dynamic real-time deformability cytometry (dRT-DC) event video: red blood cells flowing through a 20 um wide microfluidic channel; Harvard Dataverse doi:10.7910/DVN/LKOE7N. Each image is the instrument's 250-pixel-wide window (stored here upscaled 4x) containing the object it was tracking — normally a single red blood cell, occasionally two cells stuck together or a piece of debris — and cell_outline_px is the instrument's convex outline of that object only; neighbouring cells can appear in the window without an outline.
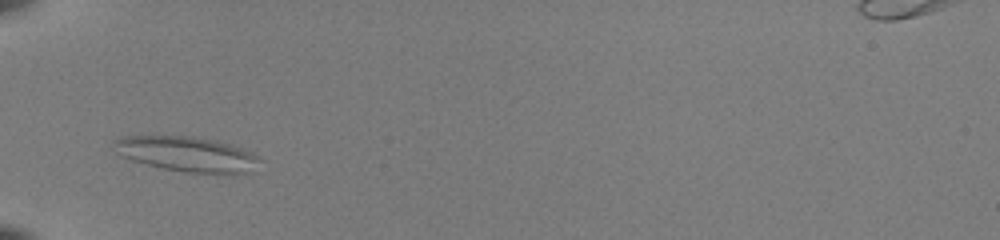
{"species": "common noctule bat (a hibernating species)", "species_latin": "Nyctalus noctula", "temperature_condition": "room temperature", "stored_images_in_passage": 34, "camera_frame_rate_fps": 3000, "um_per_image_px": 0.085, "animal": {"sex": "female", "body_mass_g": 22.0, "forearm_length_mm": 56.7}, "frame": {"image": 1, "passage_image": 1, "time_ms": 0.0, "image_size_px": [1000, 240], "cell_outline_px": [[260, 160], [256, 172], [184, 172], [164, 168], [132, 160], [120, 156], [116, 152], [112, 144], [112, 140], [120, 136], [192, 136], [216, 140], [252, 152]], "centroid_in_image_um": [15.84, 13.07], "position_along_channel_um": 69.2, "area_um2": 29.54}}
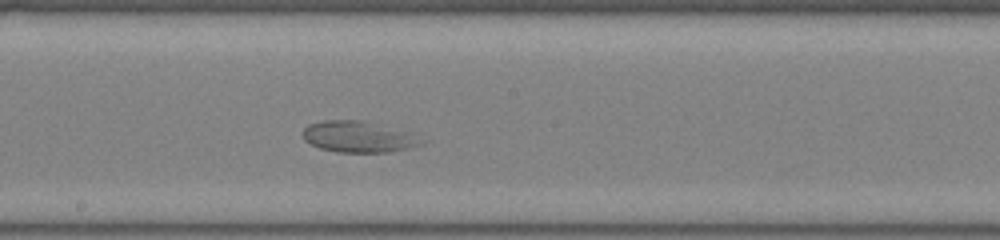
{"frame": {"image": 2, "passage_image": 13, "time_ms": 4.0, "image_size_px": [1000, 240], "cell_outline_px": [[428, 140], [424, 144], [408, 148], [388, 152], [336, 152], [320, 148], [304, 140], [304, 128], [308, 124], [324, 120], [360, 120], [408, 132]], "centroid_in_image_um": [30.49, 11.63], "position_along_channel_um": 217.7, "area_um2": 21.44}}
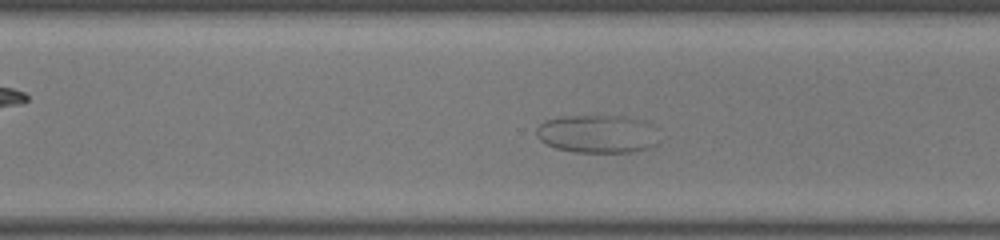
{"frame": {"image": 3, "passage_image": 21, "time_ms": 6.667, "image_size_px": [1000, 240], "cell_outline_px": [[656, 144], [652, 148], [632, 152], [572, 152], [556, 148], [540, 140], [536, 136], [536, 128], [544, 120], [564, 116], [620, 116], [644, 120], [652, 124]], "centroid_in_image_um": [50.75, 11.38], "position_along_channel_um": 319.8, "area_um2": 27.22}}